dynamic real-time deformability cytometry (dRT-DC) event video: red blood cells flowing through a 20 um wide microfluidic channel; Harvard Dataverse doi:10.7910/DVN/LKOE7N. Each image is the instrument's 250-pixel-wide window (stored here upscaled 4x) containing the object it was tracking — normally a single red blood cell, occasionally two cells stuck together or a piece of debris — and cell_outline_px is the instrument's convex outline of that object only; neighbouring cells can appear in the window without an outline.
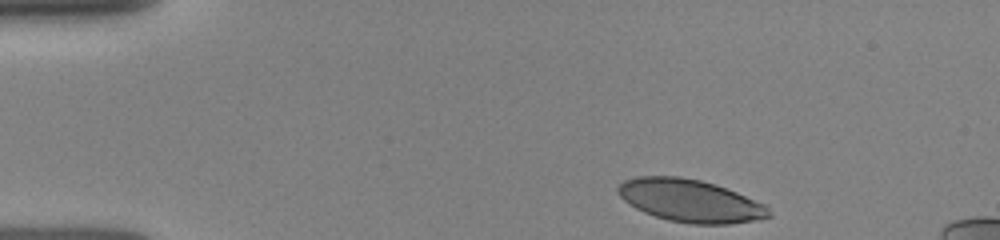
{"species": "human", "species_latin": "Homo sapiens", "temperature_condition": "room temperature", "stored_images_in_passage": 26, "camera_frame_rate_fps": 3000, "um_per_image_px": 0.085, "donor": {"sex": "female"}, "frame": {"image": 1, "passage_image": 1, "time_ms": 0.0, "image_size_px": [1000, 240], "cell_outline_px": [[772, 216], [756, 220], [728, 224], [692, 224], [668, 220], [644, 212], [636, 208], [624, 200], [616, 192], [616, 188], [624, 180], [636, 176], [680, 176], [700, 180], [716, 184], [736, 192], [764, 204], [768, 208]], "centroid_in_image_um": [58.65, 17.05], "position_along_channel_um": 26.4, "area_um2": 37.4}}
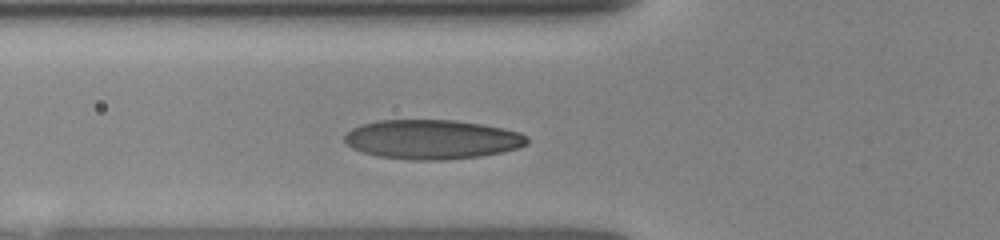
{"frame": {"image": 2, "passage_image": 11, "time_ms": 3.333, "image_size_px": [1000, 240], "cell_outline_px": [[528, 144], [516, 148], [500, 152], [480, 156], [440, 160], [412, 160], [376, 156], [352, 148], [344, 140], [344, 136], [352, 128], [360, 124], [376, 120], [456, 120], [504, 128], [520, 132], [528, 136]], "centroid_in_image_um": [36.71, 11.84], "position_along_channel_um": 89.1, "area_um2": 41.91}}
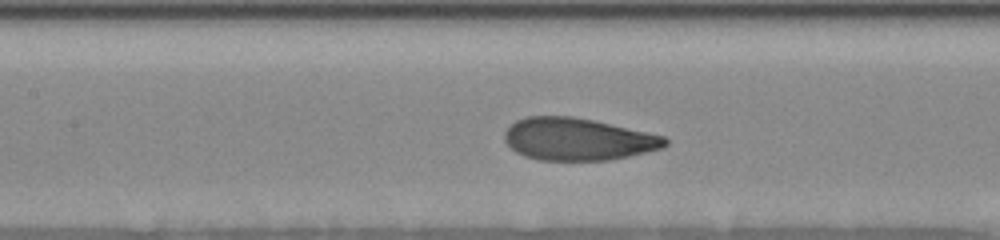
{"frame": {"image": 3, "passage_image": 21, "time_ms": 5.0, "image_size_px": [1000, 240], "cell_outline_px": [[668, 144], [664, 148], [612, 160], [540, 160], [524, 156], [516, 152], [504, 140], [504, 132], [516, 120], [528, 116], [572, 116], [592, 120], [648, 132], [664, 136], [668, 140]], "centroid_in_image_um": [49.13, 11.83], "position_along_channel_um": 158.3, "area_um2": 39.59}}